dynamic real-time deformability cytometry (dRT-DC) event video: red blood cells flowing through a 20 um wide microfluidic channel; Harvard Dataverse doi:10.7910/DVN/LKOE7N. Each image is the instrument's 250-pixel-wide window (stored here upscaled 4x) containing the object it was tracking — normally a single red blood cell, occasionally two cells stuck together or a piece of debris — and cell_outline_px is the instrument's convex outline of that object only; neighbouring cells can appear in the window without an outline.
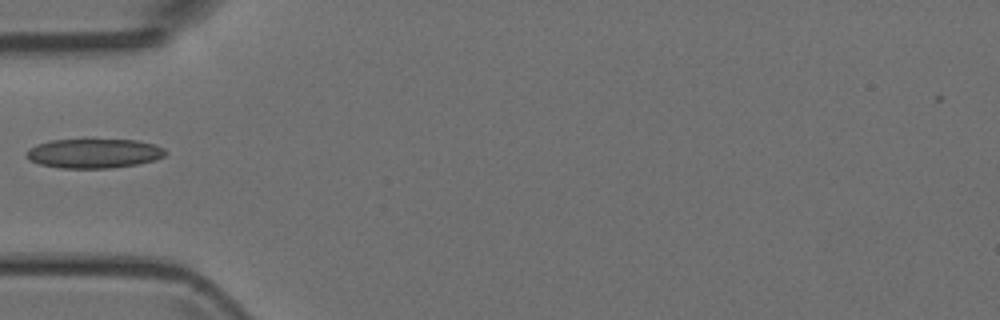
{"species": "Egyptian fruit bat (a non-hibernating species)", "species_latin": "Rousettus aegyptiacus", "temperature_condition": "room temperature", "stored_images_in_passage": 3, "camera_frame_rate_fps": 3000, "um_per_image_px": 0.085, "animal": {"sex": "female"}, "frame": {"image": 1, "passage_image": 1, "time_ms": 0.0, "image_size_px": [1000, 320], "cell_outline_px": [[168, 152], [164, 156], [156, 160], [136, 164], [112, 168], [60, 168], [40, 164], [28, 160], [24, 156], [28, 148], [36, 144], [52, 140], [84, 136], [92, 136], [136, 140], [156, 144], [164, 148]], "centroid_in_image_um": [7.97, 12.97], "position_along_channel_um": 77.0, "area_um2": 25.32}}
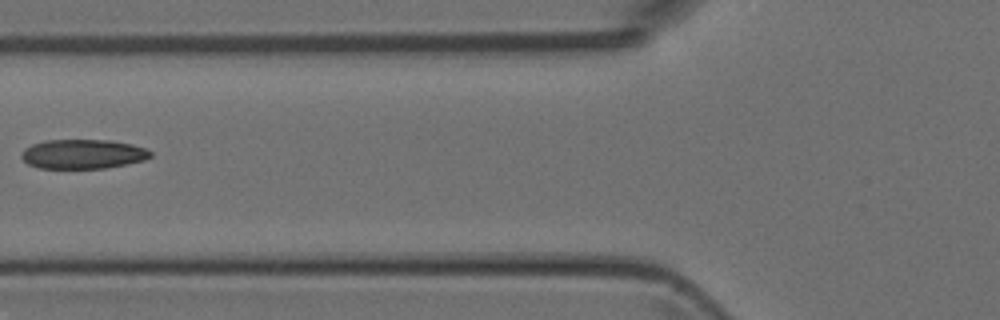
{"frame": {"image": 2, "passage_image": 2, "time_ms": 1.0, "image_size_px": [1000, 320], "cell_outline_px": [[152, 156], [144, 160], [104, 168], [40, 168], [28, 164], [20, 156], [24, 148], [32, 144], [44, 140], [112, 140], [132, 144], [144, 148], [152, 152]], "centroid_in_image_um": [7.03, 13.08], "position_along_channel_um": 118.8, "area_um2": 22.08}}
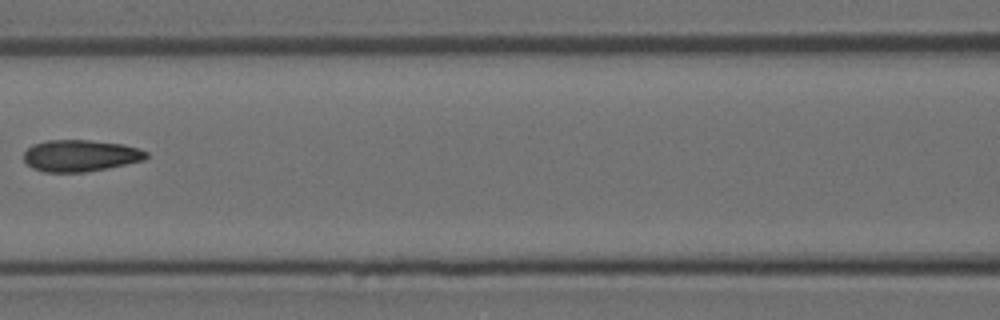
{"frame": {"image": 3, "passage_image": 3, "time_ms": 2.0, "image_size_px": [1000, 320], "cell_outline_px": [[148, 156], [144, 160], [108, 168], [84, 172], [44, 172], [32, 168], [24, 160], [24, 152], [32, 144], [48, 140], [88, 140], [124, 144], [148, 152]], "centroid_in_image_um": [6.82, 13.23], "position_along_channel_um": 159.8, "area_um2": 22.6}}